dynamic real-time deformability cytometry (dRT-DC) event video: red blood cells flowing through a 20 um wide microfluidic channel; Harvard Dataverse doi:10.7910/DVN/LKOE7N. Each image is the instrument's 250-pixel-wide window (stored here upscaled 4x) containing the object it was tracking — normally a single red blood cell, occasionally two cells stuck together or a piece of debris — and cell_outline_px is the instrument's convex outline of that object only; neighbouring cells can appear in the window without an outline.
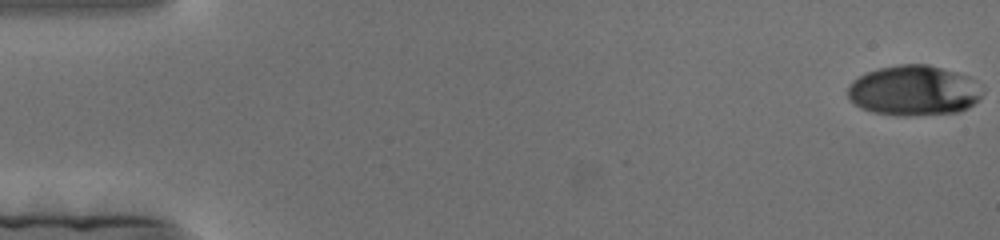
{"species": "human", "species_latin": "Homo sapiens", "temperature_condition": "cold", "stored_images_in_passage": 182, "camera_frame_rate_fps": 3000, "um_per_image_px": 0.085, "donor": {"sex": "female"}, "frame": {"image": 1, "passage_image": 1, "time_ms": 0.0, "image_size_px": [1000, 240], "cell_outline_px": [[984, 92], [980, 100], [968, 108], [960, 112], [908, 116], [900, 116], [872, 112], [860, 108], [848, 100], [848, 88], [852, 80], [868, 72], [880, 68], [900, 64], [928, 64], [956, 72], [968, 76], [984, 88]], "centroid_in_image_um": [77.7, 7.71], "position_along_channel_um": 7.3, "area_um2": 39.88}}
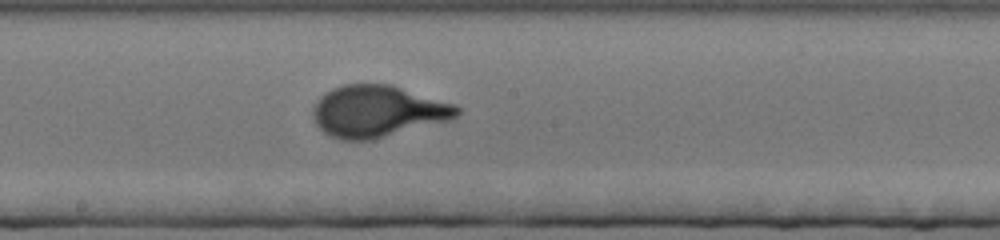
{"frame": {"image": 2, "passage_image": 100, "time_ms": 33.0, "image_size_px": [1000, 240], "cell_outline_px": [[460, 112], [452, 120], [372, 140], [340, 140], [324, 132], [316, 124], [312, 116], [312, 112], [316, 100], [324, 92], [332, 88], [344, 84], [392, 84], [456, 104], [460, 108]], "centroid_in_image_um": [32.11, 9.45], "position_along_channel_um": 216.1, "area_um2": 43.87}}
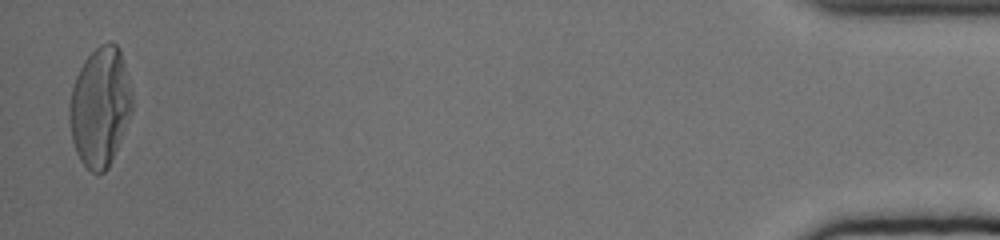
{"frame": {"image": 3, "passage_image": 179, "time_ms": 59.333, "image_size_px": [1000, 240], "cell_outline_px": [[132, 112], [112, 160], [108, 168], [104, 172], [92, 172], [80, 160], [76, 152], [72, 140], [68, 120], [68, 108], [72, 88], [76, 76], [84, 60], [100, 44], [116, 44], [120, 48], [124, 60], [132, 92]], "centroid_in_image_um": [8.5, 9.08], "position_along_channel_um": 426.7, "area_um2": 43.58}}